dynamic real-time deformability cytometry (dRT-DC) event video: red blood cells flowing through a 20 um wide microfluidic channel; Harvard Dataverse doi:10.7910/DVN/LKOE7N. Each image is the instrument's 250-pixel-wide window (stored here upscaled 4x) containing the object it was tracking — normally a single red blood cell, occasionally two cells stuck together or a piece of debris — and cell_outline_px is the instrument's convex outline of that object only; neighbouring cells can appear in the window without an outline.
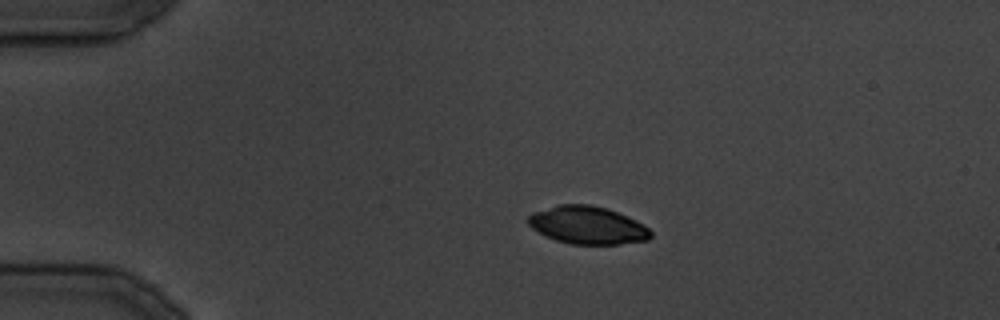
{"species": "common noctule bat (a hibernating species)", "species_latin": "Nyctalus noctula", "temperature_condition": "cold", "stored_images_in_passage": 6, "camera_frame_rate_fps": 3000, "um_per_image_px": 0.085, "animal": {"sex": "male", "body_mass_g": 19.5, "forearm_length_mm": 54.6}, "frame": {"image": 1, "passage_image": 2, "time_ms": 1.333, "image_size_px": [1000, 320], "cell_outline_px": [[652, 236], [648, 240], [620, 244], [572, 244], [556, 240], [532, 228], [528, 224], [528, 216], [532, 212], [560, 204], [588, 204], [608, 208], [636, 220], [648, 228], [652, 232]], "centroid_in_image_um": [49.96, 19.13], "position_along_channel_um": 35.0, "area_um2": 26.88}}